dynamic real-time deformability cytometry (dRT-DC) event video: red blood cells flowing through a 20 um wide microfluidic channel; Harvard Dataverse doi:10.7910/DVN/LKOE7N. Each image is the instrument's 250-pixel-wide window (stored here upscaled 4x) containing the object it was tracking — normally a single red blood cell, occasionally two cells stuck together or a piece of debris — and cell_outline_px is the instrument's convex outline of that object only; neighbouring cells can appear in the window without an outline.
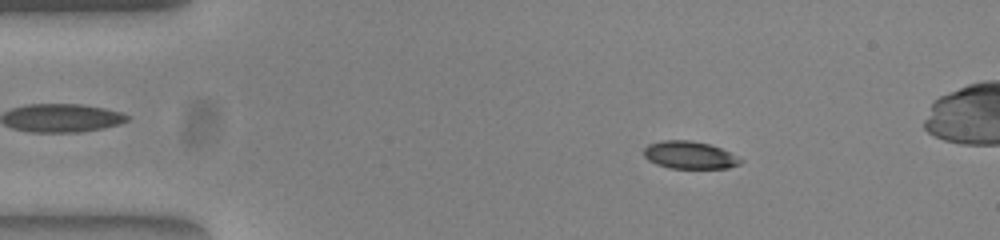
{"species": "common noctule bat (a hibernating species)", "species_latin": "Nyctalus noctula", "temperature_condition": "warm", "stored_images_in_passage": 54, "camera_frame_rate_fps": 3000, "um_per_image_px": 0.085, "animal": {"sex": "female", "body_mass_g": 23.0, "forearm_length_mm": 53.4}, "frame": {"image": 1, "passage_image": 9, "time_ms": 2.667, "image_size_px": [1000, 240], "cell_outline_px": [[744, 160], [740, 164], [728, 168], [668, 168], [656, 164], [648, 160], [644, 156], [644, 148], [648, 144], [664, 140], [688, 140], [708, 144], [720, 148]], "centroid_in_image_um": [58.59, 13.19], "position_along_channel_um": 26.4, "area_um2": 15.43}}
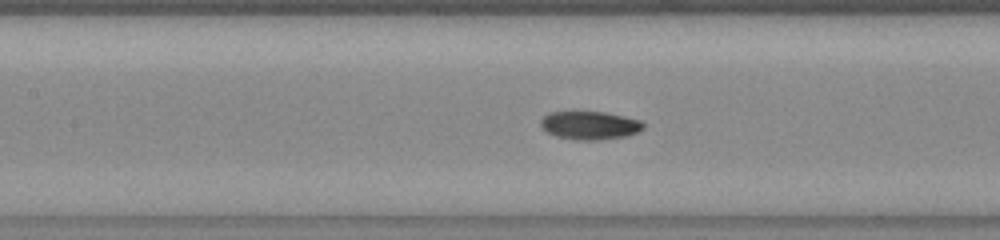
{"frame": {"image": 2, "passage_image": 24, "time_ms": 7.667, "image_size_px": [1000, 240], "cell_outline_px": [[644, 128], [636, 132], [624, 136], [596, 140], [580, 140], [556, 136], [548, 132], [540, 124], [540, 120], [548, 112], [604, 112], [624, 116], [640, 120], [644, 124]], "centroid_in_image_um": [50.12, 10.64], "position_along_channel_um": 157.3, "area_um2": 16.65}}
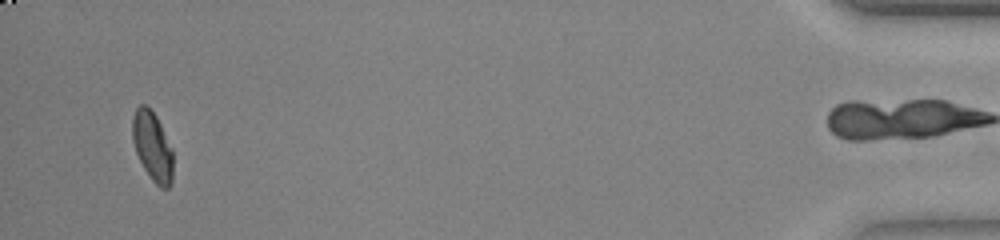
{"frame": {"image": 3, "passage_image": 51, "time_ms": 16.667, "image_size_px": [1000, 240], "cell_outline_px": [[172, 184], [168, 188], [160, 188], [152, 180], [144, 168], [136, 152], [132, 140], [132, 116], [136, 108], [140, 104], [144, 104], [156, 116], [172, 148]], "centroid_in_image_um": [12.95, 12.45], "position_along_channel_um": 422.3, "area_um2": 16.3}}